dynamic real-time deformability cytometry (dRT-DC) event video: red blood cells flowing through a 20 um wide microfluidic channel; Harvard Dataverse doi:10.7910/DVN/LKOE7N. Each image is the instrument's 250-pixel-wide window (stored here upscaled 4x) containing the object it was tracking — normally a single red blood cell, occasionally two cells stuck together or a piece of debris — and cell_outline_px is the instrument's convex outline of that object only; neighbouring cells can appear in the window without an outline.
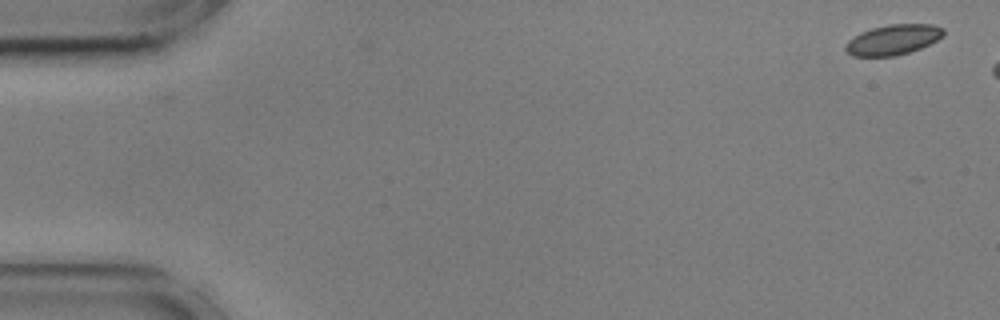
{"species": "common noctule bat (a hibernating species)", "species_latin": "Nyctalus noctula", "temperature_condition": "cold", "stored_images_in_passage": 15, "camera_frame_rate_fps": 3000, "um_per_image_px": 0.085, "animal": {"sex": "male", "body_mass_g": 17.9, "forearm_length_mm": 54.2}, "frame": {"image": 1, "passage_image": 1, "time_ms": 0.0, "image_size_px": [1000, 320], "cell_outline_px": [[944, 36], [920, 48], [896, 56], [852, 56], [844, 48], [844, 44], [848, 40], [860, 32], [872, 28], [888, 24], [932, 24], [944, 28]], "centroid_in_image_um": [75.89, 3.37], "position_along_channel_um": 9.1, "area_um2": 17.28}}